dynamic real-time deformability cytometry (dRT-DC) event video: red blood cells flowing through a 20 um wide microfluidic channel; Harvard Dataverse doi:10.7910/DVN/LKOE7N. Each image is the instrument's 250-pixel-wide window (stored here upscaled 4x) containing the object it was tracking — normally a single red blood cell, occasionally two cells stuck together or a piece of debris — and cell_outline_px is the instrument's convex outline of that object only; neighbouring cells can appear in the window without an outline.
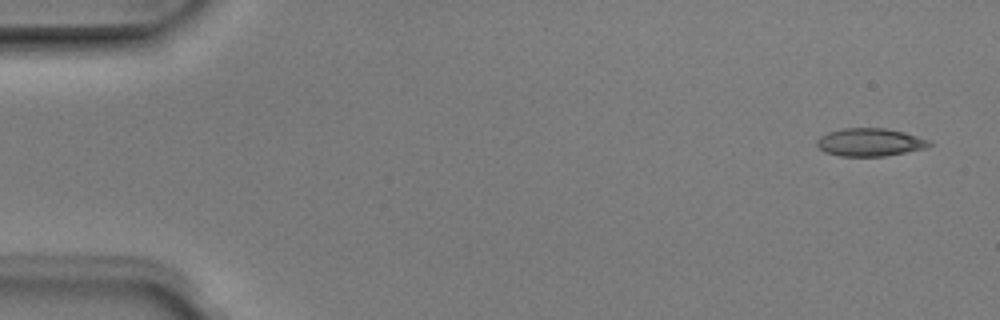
{"species": "Egyptian fruit bat (a non-hibernating species)", "species_latin": "Rousettus aegyptiacus", "temperature_condition": "room temperature", "stored_images_in_passage": 5, "camera_frame_rate_fps": 3000, "um_per_image_px": 0.085, "animal": {"sex": "male"}, "frame": {"image": 1, "passage_image": 1, "time_ms": 0.0, "image_size_px": [1000, 320], "cell_outline_px": [[932, 144], [928, 148], [884, 156], [840, 156], [824, 152], [816, 144], [816, 140], [820, 136], [828, 132], [844, 128], [884, 128], [904, 132], [932, 140]], "centroid_in_image_um": [73.97, 12.09], "position_along_channel_um": 11.0, "area_um2": 18.44}}
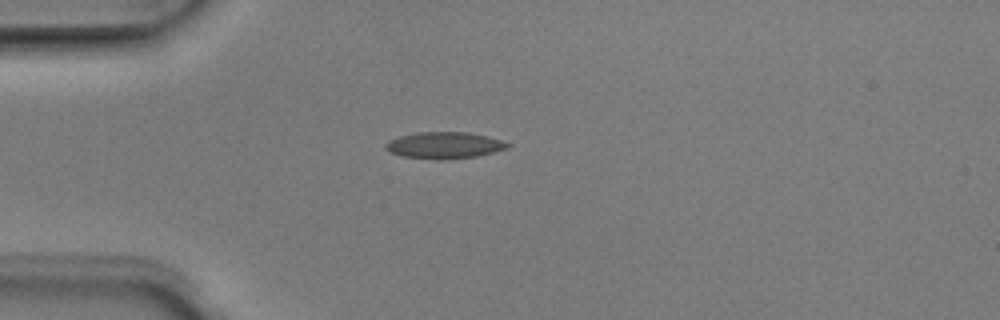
{"frame": {"image": 2, "passage_image": 4, "time_ms": 1.0, "image_size_px": [1000, 320], "cell_outline_px": [[512, 144], [508, 148], [476, 156], [440, 160], [404, 156], [392, 152], [384, 148], [384, 144], [388, 140], [400, 136], [416, 132], [468, 132], [488, 136]], "centroid_in_image_um": [37.76, 12.34], "position_along_channel_um": 47.2, "area_um2": 18.79}}